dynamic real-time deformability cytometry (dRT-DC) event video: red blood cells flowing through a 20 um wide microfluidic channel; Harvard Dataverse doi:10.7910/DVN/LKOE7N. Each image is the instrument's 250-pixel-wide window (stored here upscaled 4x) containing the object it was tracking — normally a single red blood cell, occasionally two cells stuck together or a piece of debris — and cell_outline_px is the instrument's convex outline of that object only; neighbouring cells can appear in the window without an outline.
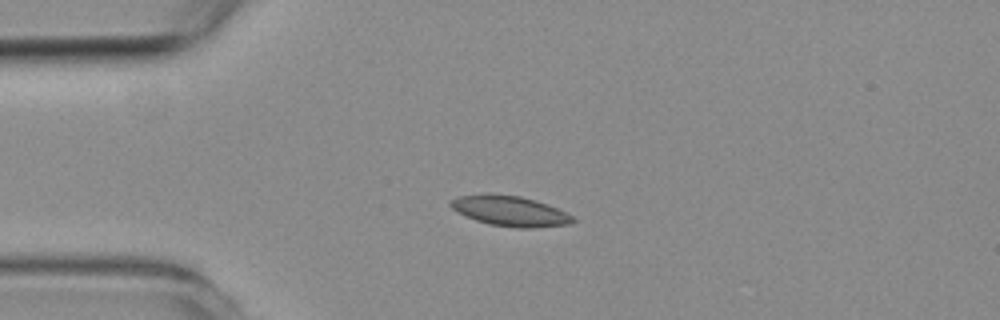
{"species": "common noctule bat (a hibernating species)", "species_latin": "Nyctalus noctula", "temperature_condition": "room temperature", "stored_images_in_passage": 6, "camera_frame_rate_fps": 3000, "um_per_image_px": 0.085, "animal": {"sex": "female", "body_mass_g": 19.3, "forearm_length_mm": 54.1}, "frame": {"image": 1, "passage_image": 3, "time_ms": 2.333, "image_size_px": [1000, 320], "cell_outline_px": [[576, 220], [568, 224], [532, 228], [520, 228], [488, 224], [476, 220], [452, 208], [448, 204], [448, 200], [456, 196], [488, 192], [520, 196], [536, 200], [548, 204], [572, 216]], "centroid_in_image_um": [43.3, 17.9], "position_along_channel_um": 41.7, "area_um2": 21.68}}
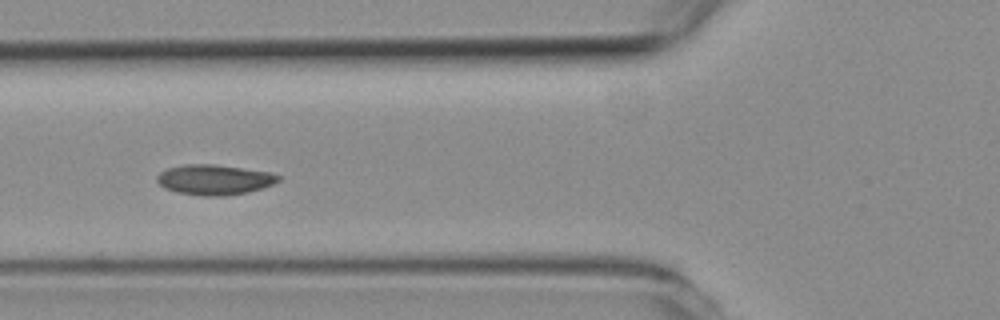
{"frame": {"image": 2, "passage_image": 5, "time_ms": 4.667, "image_size_px": [1000, 320], "cell_outline_px": [[280, 180], [272, 184], [248, 192], [228, 196], [204, 196], [176, 192], [164, 188], [156, 180], [156, 176], [160, 172], [168, 168], [184, 164], [212, 164], [272, 172], [280, 176]], "centroid_in_image_um": [18.2, 15.27], "position_along_channel_um": 107.6, "area_um2": 21.39}}
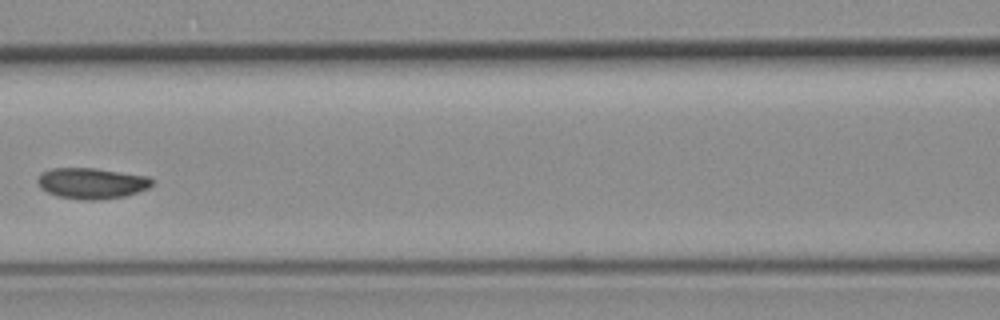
{"frame": {"image": 3, "passage_image": 6, "time_ms": 6.0, "image_size_px": [1000, 320], "cell_outline_px": [[156, 180], [148, 188], [124, 196], [96, 200], [84, 200], [56, 196], [40, 188], [36, 180], [40, 172], [52, 168], [92, 168], [148, 176]], "centroid_in_image_um": [7.76, 15.57], "position_along_channel_um": 158.8, "area_um2": 20.63}}